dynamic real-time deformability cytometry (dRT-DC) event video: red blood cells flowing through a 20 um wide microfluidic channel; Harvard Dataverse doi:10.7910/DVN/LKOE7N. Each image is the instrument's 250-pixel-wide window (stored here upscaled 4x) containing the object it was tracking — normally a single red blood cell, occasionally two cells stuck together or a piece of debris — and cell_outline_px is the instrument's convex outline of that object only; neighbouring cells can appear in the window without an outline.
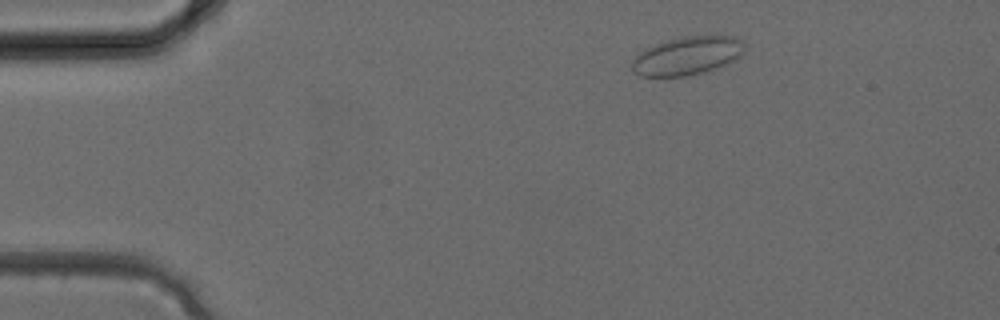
{"species": "common noctule bat (a hibernating species)", "species_latin": "Nyctalus noctula", "temperature_condition": "cold", "stored_images_in_passage": 2, "camera_frame_rate_fps": 3000, "um_per_image_px": 0.085, "animal": {"sex": "female", "body_mass_g": 24.6, "forearm_length_mm": 56.2}, "frame": {"image": 1, "passage_image": 1, "time_ms": 0.0, "image_size_px": [1000, 320], "cell_outline_px": [[744, 52], [740, 56], [728, 64], [704, 72], [684, 76], [640, 76], [632, 68], [632, 60], [644, 48], [680, 36], [736, 36], [744, 44]], "centroid_in_image_um": [58.43, 4.73], "position_along_channel_um": 26.6, "area_um2": 25.09}}